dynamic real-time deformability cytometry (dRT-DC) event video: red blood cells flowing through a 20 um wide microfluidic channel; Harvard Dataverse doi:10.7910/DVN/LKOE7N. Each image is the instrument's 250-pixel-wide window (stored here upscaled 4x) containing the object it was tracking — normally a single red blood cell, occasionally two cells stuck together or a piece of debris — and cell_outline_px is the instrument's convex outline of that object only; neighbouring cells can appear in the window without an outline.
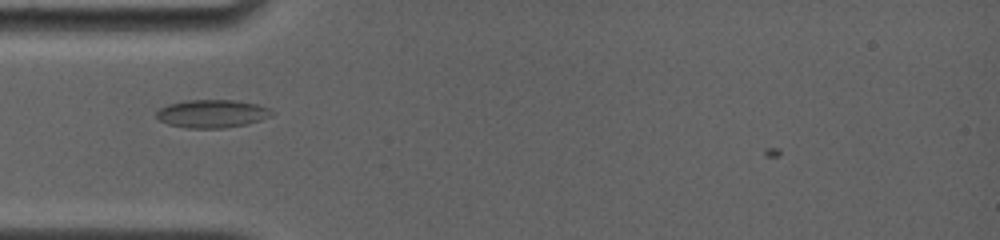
{"species": "common noctule bat (a hibernating species)", "species_latin": "Nyctalus noctula", "temperature_condition": "room temperature", "stored_images_in_passage": 43, "camera_frame_rate_fps": 4000, "um_per_image_px": 0.085, "animal": {"sex": "female", "body_mass_g": 19.0, "forearm_length_mm": 56.7}, "frame": {"image": 1, "passage_image": 4, "time_ms": 0.75, "image_size_px": [1000, 240], "cell_outline_px": [[276, 112], [272, 116], [248, 124], [224, 128], [188, 128], [168, 124], [160, 120], [156, 116], [156, 112], [160, 108], [168, 104], [184, 100], [232, 100], [256, 104], [268, 108]], "centroid_in_image_um": [18.04, 9.66], "position_along_channel_um": 67.0, "area_um2": 18.9}}
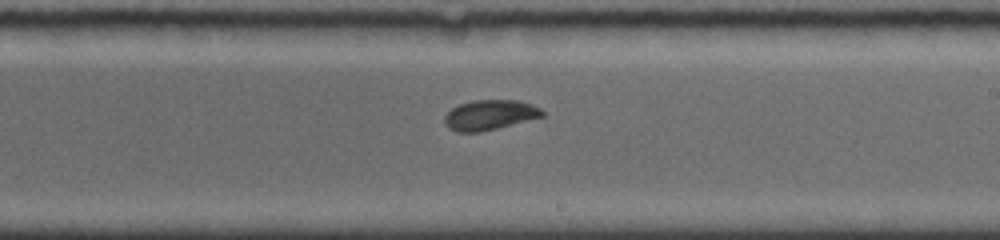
{"frame": {"image": 2, "passage_image": 20, "time_ms": 5.5, "image_size_px": [1000, 240], "cell_outline_px": [[544, 116], [480, 132], [456, 132], [448, 128], [444, 124], [444, 116], [452, 108], [460, 104], [472, 100], [516, 100], [532, 104], [540, 108], [544, 112]], "centroid_in_image_um": [41.6, 9.77], "position_along_channel_um": 247.4, "area_um2": 17.05}}
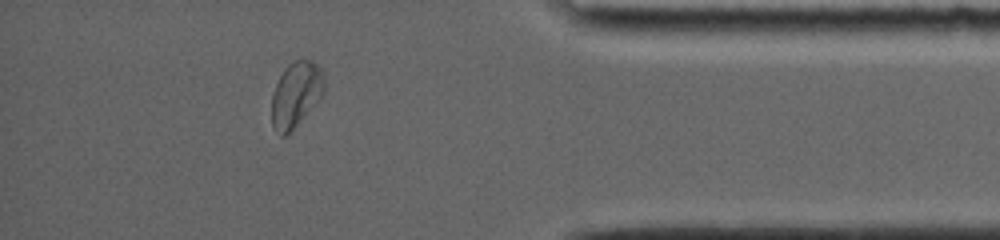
{"frame": {"image": 3, "passage_image": 37, "time_ms": 10.25, "image_size_px": [1000, 240], "cell_outline_px": [[324, 92], [296, 124], [284, 136], [280, 136], [272, 128], [272, 92], [284, 68], [288, 64], [296, 60], [312, 60], [320, 68], [324, 76]], "centroid_in_image_um": [25.12, 7.99], "position_along_channel_um": 410.1, "area_um2": 19.54}}